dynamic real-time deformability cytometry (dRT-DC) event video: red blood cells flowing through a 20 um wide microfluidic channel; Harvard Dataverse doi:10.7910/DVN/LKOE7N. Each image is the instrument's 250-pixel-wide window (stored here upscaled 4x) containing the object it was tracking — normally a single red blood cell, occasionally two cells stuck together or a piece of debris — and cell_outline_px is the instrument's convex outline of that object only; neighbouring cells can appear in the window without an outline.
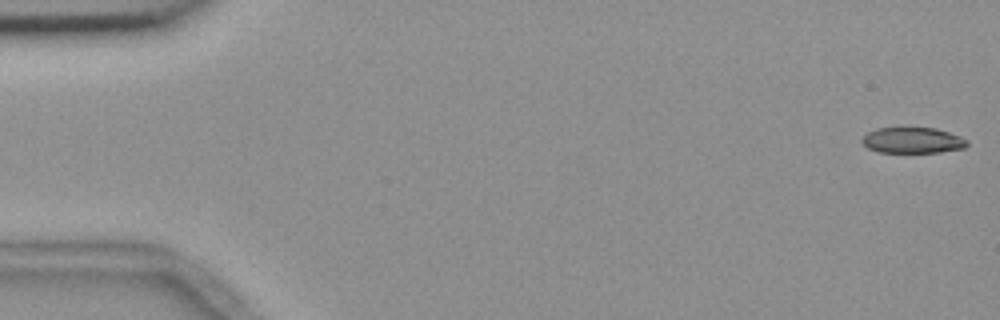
{"species": "common noctule bat (a hibernating species)", "species_latin": "Nyctalus noctula", "temperature_condition": "room temperature", "stored_images_in_passage": 55, "camera_frame_rate_fps": 3000, "um_per_image_px": 0.085, "animal": {"sex": "female", "body_mass_g": 18.4}, "frame": {"image": 1, "passage_image": 1, "time_ms": 0.0, "image_size_px": [1000, 320], "cell_outline_px": [[968, 144], [964, 148], [940, 152], [880, 152], [868, 148], [860, 140], [868, 132], [876, 128], [936, 128], [960, 136], [968, 140]], "centroid_in_image_um": [77.58, 11.93], "position_along_channel_um": 7.4, "area_um2": 15.72}}
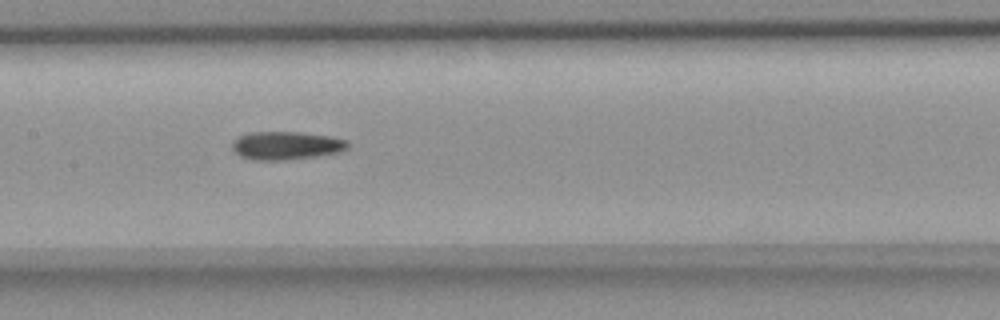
{"frame": {"image": 2, "passage_image": 27, "time_ms": 8.667, "image_size_px": [1000, 320], "cell_outline_px": [[348, 148], [340, 152], [320, 156], [284, 160], [252, 160], [240, 156], [232, 148], [232, 144], [240, 136], [248, 132], [300, 132], [332, 136], [348, 140]], "centroid_in_image_um": [24.37, 12.37], "position_along_channel_um": 183.0, "area_um2": 19.13}}
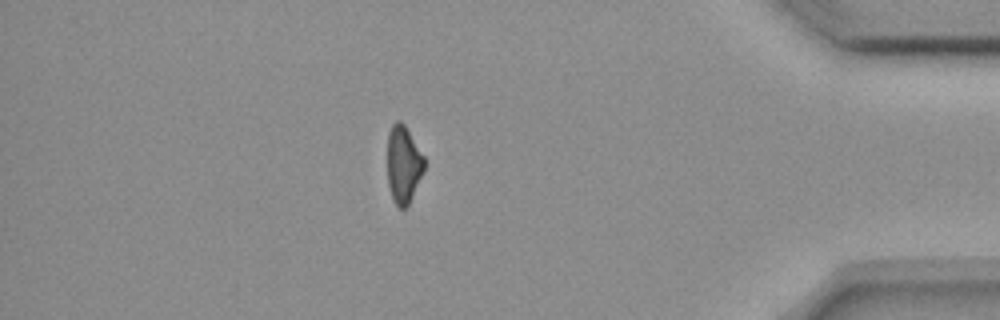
{"frame": {"image": 3, "passage_image": 48, "time_ms": 15.667, "image_size_px": [1000, 320], "cell_outline_px": [[424, 168], [412, 196], [408, 204], [404, 208], [400, 208], [396, 204], [392, 196], [388, 184], [388, 132], [392, 124], [396, 120], [400, 120], [404, 124], [424, 156]], "centroid_in_image_um": [34.28, 13.93], "position_along_channel_um": 400.9, "area_um2": 16.3}}